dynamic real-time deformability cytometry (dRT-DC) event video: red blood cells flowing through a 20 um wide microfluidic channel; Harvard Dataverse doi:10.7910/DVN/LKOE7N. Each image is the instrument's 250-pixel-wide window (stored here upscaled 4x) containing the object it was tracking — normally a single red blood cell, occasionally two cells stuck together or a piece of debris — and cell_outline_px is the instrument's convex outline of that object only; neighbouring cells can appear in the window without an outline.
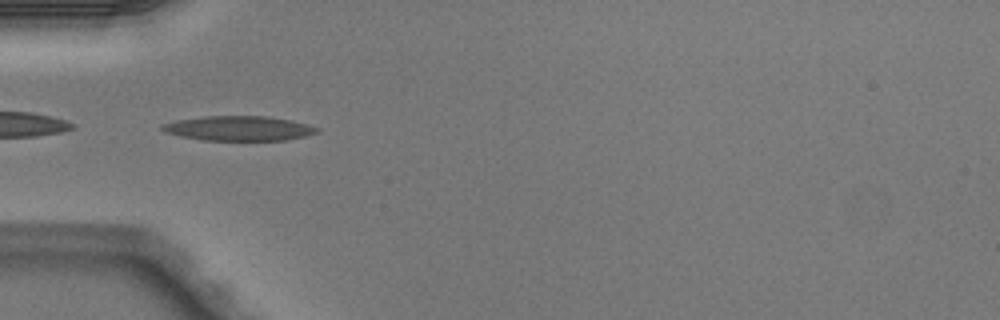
{"species": "Egyptian fruit bat (a non-hibernating species)", "species_latin": "Rousettus aegyptiacus", "temperature_condition": "warm", "stored_images_in_passage": 29, "camera_frame_rate_fps": 3000, "um_per_image_px": 0.085, "animal": {"sex": "male"}, "frame": {"image": 1, "passage_image": 1, "time_ms": 0.0, "image_size_px": [1000, 320], "cell_outline_px": [[320, 132], [304, 136], [284, 140], [204, 140], [180, 136], [164, 132], [160, 128], [160, 124], [176, 120], [204, 116], [268, 116], [292, 120], [308, 124], [320, 128]], "centroid_in_image_um": [20.29, 10.9], "position_along_channel_um": 64.7, "area_um2": 22.43}}
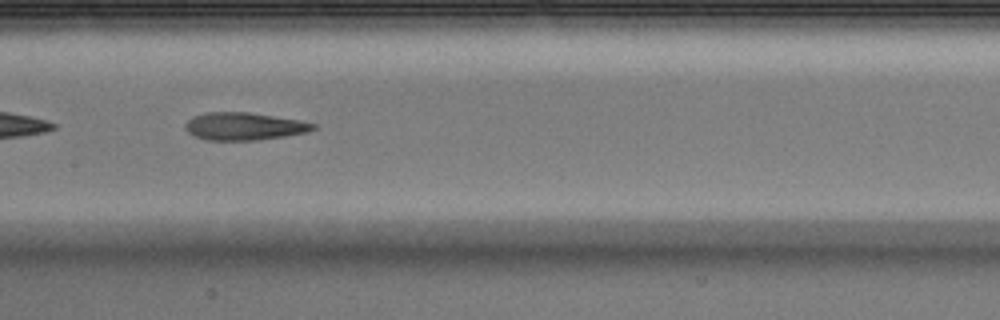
{"frame": {"image": 2, "passage_image": 10, "time_ms": 3.0, "image_size_px": [1000, 320], "cell_outline_px": [[316, 128], [308, 132], [284, 136], [256, 140], [204, 140], [188, 132], [184, 128], [184, 124], [192, 116], [204, 112], [248, 112], [300, 120], [316, 124]], "centroid_in_image_um": [20.72, 10.73], "position_along_channel_um": 186.7, "area_um2": 20.63}}
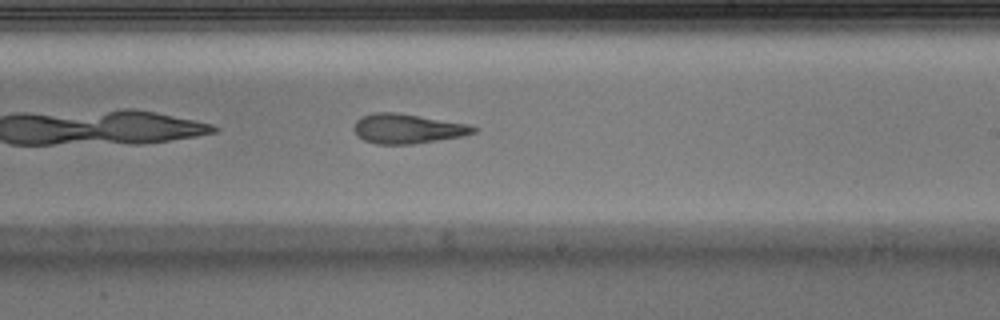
{"frame": {"image": 3, "passage_image": 15, "time_ms": 4.667, "image_size_px": [1000, 320], "cell_outline_px": [[480, 128], [476, 132], [464, 136], [412, 144], [376, 144], [364, 140], [356, 136], [352, 128], [356, 120], [360, 116], [372, 112], [396, 112], [468, 124]], "centroid_in_image_um": [34.6, 10.93], "position_along_channel_um": 254.4, "area_um2": 20.92}, "authors_computed_cell_mechanics": {"area_um2": 21.097, "velocity_mm_per_s": 4.0787, "shape_relaxation_time_tau1_ms": 5.7336, "shape_relaxation_time_tau2_ms": 3.5208, "deformation_change_tau1": 0.2172, "deformation_change_tau2": 0.1368}}